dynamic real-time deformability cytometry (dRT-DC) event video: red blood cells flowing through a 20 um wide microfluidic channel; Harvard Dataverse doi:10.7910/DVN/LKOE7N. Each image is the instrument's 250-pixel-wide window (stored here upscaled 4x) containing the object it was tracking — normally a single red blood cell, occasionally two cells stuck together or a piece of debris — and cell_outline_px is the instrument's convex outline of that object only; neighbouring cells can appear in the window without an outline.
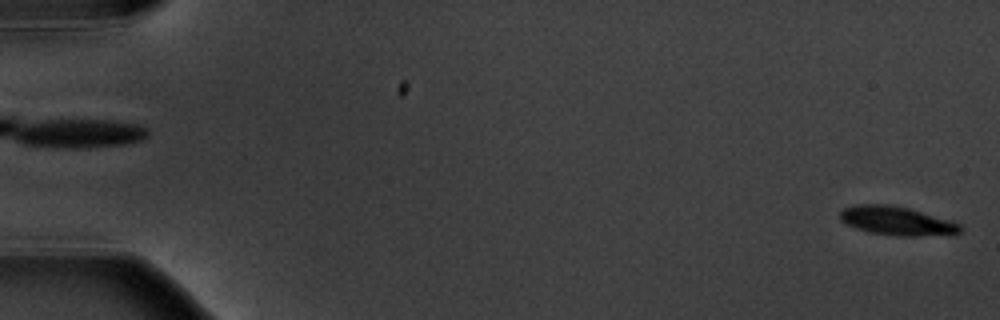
{"species": "common noctule bat (a hibernating species)", "species_latin": "Nyctalus noctula", "temperature_condition": "warm", "stored_images_in_passage": 2, "camera_frame_rate_fps": 3000, "um_per_image_px": 0.085, "animal": {"sex": "male", "body_mass_g": 20.1, "forearm_length_mm": 53.5}, "frame": {"image": 1, "passage_image": 2, "time_ms": 2.0, "image_size_px": [1000, 320], "cell_outline_px": [[964, 228], [960, 232], [916, 236], [896, 236], [868, 232], [856, 228], [840, 220], [840, 212], [844, 208], [852, 204], [892, 204], [908, 208], [952, 220], [960, 224]], "centroid_in_image_um": [76.2, 18.75], "position_along_channel_um": 8.8, "area_um2": 20.17}}